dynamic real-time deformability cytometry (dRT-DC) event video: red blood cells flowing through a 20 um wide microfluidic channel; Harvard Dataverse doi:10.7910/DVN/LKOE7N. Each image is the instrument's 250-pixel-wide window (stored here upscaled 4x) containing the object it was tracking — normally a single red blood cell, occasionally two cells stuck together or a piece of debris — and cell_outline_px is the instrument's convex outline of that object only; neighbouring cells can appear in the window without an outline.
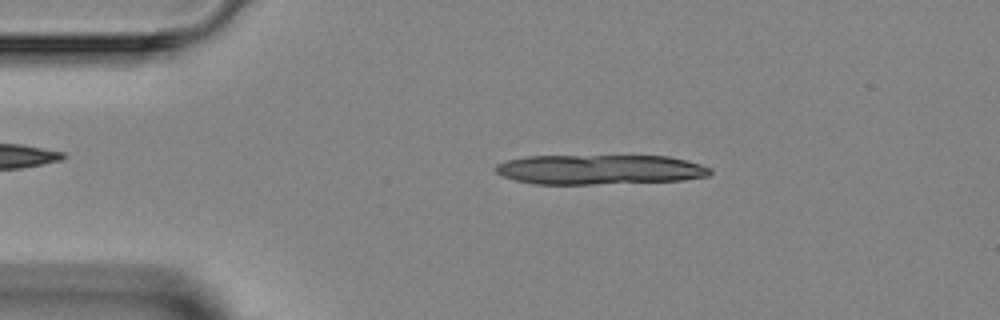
{"species": "Egyptian fruit bat (a non-hibernating species)", "species_latin": "Rousettus aegyptiacus", "temperature_condition": "room temperature", "stored_images_in_passage": 3, "camera_frame_rate_fps": 3000, "um_per_image_px": 0.085, "animal": {"sex": "female"}, "frame": {"image": 1, "passage_image": 2, "time_ms": 1.333, "image_size_px": [1000, 320], "cell_outline_px": [[712, 172], [708, 176], [684, 180], [592, 184], [532, 184], [516, 180], [504, 176], [496, 172], [496, 164], [504, 160], [528, 156], [668, 156], [700, 164], [712, 168]], "centroid_in_image_um": [50.96, 14.41], "position_along_channel_um": 34.0, "area_um2": 37.22}}